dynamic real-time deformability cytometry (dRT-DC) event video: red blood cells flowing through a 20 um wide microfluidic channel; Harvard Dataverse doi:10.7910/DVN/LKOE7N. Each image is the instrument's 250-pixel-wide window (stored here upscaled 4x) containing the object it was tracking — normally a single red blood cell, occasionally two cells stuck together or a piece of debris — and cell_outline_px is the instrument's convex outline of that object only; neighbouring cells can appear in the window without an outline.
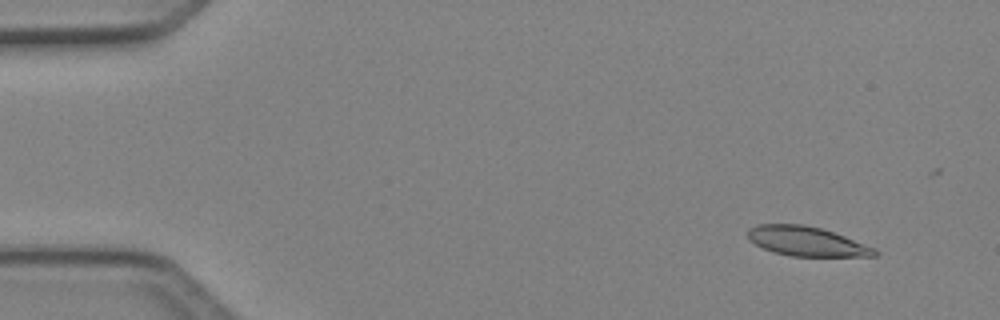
{"species": "Egyptian fruit bat (a non-hibernating species)", "species_latin": "Rousettus aegyptiacus", "temperature_condition": "cold", "stored_images_in_passage": 5, "segment_of_instrument_passage": [2, 2], "camera_frame_rate_fps": 3000, "um_per_image_px": 0.085, "animal": {"sex": "female"}, "frame": {"image": 1, "passage_image": 5, "time_ms": 1.333, "image_size_px": [1000, 320], "cell_outline_px": [[880, 252], [876, 256], [792, 256], [772, 252], [748, 240], [748, 228], [756, 224], [804, 224], [820, 228], [844, 236], [876, 248]], "centroid_in_image_um": [68.55, 20.51], "position_along_channel_um": 16.4, "area_um2": 21.79}}